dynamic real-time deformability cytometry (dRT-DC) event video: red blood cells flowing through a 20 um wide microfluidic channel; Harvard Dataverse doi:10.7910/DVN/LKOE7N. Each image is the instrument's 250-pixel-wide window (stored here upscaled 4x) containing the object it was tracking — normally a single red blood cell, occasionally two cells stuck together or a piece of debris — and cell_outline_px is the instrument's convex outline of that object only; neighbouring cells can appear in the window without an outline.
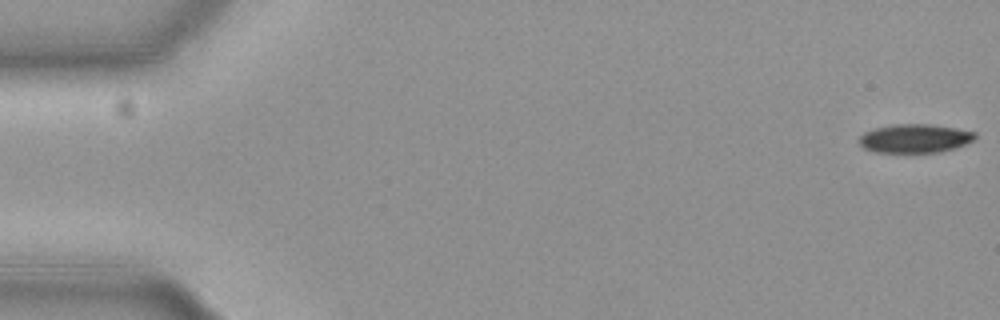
{"species": "common noctule bat (a hibernating species)", "species_latin": "Nyctalus noctula", "temperature_condition": "cold", "stored_images_in_passage": 53, "camera_frame_rate_fps": 3000, "um_per_image_px": 0.085, "animal": {"sex": "female", "body_mass_g": 19.3, "forearm_length_mm": 54.1}, "frame": {"image": 1, "passage_image": 1, "time_ms": 0.0, "image_size_px": [1000, 320], "cell_outline_px": [[976, 136], [972, 140], [956, 148], [940, 152], [912, 156], [872, 152], [864, 148], [860, 144], [860, 136], [864, 132], [876, 128], [900, 124], [924, 124], [952, 128], [976, 132]], "centroid_in_image_um": [77.72, 11.84], "position_along_channel_um": 7.3, "area_um2": 20.0}}
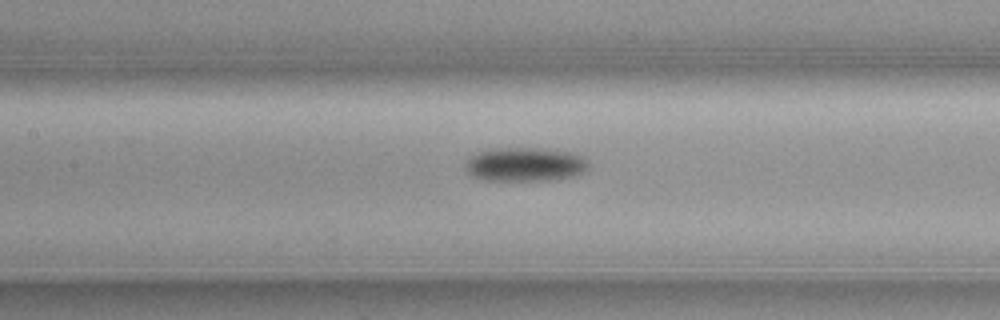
{"frame": {"image": 2, "passage_image": 26, "time_ms": 8.333, "image_size_px": [1000, 320], "cell_outline_px": [[588, 168], [572, 176], [552, 180], [484, 180], [472, 176], [464, 168], [464, 164], [468, 156], [480, 152], [496, 148], [544, 148], [572, 152], [588, 160]], "centroid_in_image_um": [44.59, 13.97], "position_along_channel_um": 162.8, "area_um2": 24.39}}
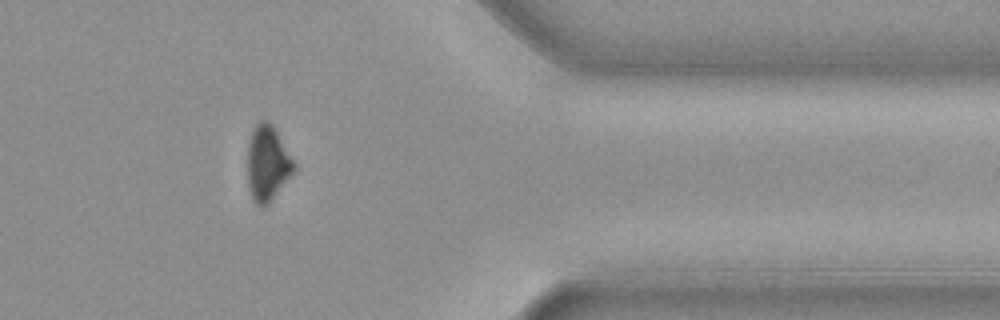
{"frame": {"image": 3, "passage_image": 46, "time_ms": 15.0, "image_size_px": [1000, 320], "cell_outline_px": [[296, 168], [268, 204], [260, 208], [252, 200], [248, 184], [248, 144], [252, 128], [260, 120], [268, 120], [272, 124], [296, 164]], "centroid_in_image_um": [22.72, 13.87], "position_along_channel_um": 388.7, "area_um2": 20.35}}